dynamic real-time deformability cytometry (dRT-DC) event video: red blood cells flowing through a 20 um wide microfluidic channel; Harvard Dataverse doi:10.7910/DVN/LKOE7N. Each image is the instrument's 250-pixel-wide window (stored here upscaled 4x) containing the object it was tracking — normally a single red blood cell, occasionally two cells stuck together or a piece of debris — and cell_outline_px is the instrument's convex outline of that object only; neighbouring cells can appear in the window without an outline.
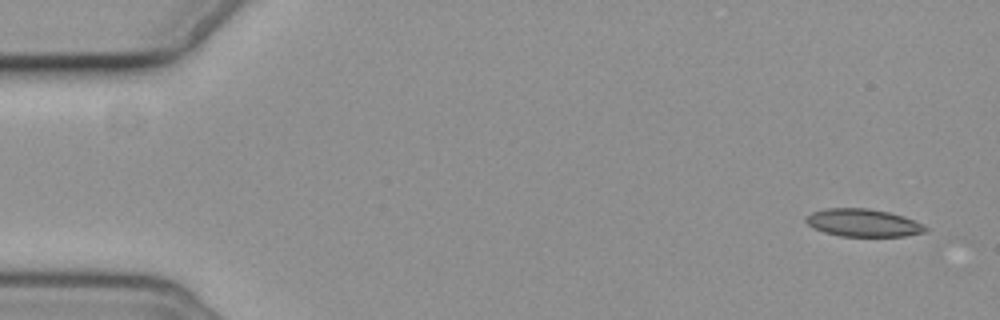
{"species": "common noctule bat (a hibernating species)", "species_latin": "Nyctalus noctula", "temperature_condition": "cold", "stored_images_in_passage": 5, "camera_frame_rate_fps": 3000, "um_per_image_px": 0.085, "animal": {"sex": "female", "body_mass_g": 19.3, "forearm_length_mm": 54.1}, "frame": {"image": 1, "passage_image": 1, "time_ms": 0.0, "image_size_px": [1000, 320], "cell_outline_px": [[928, 232], [904, 236], [840, 236], [824, 232], [808, 224], [804, 220], [804, 216], [812, 212], [828, 208], [868, 208], [888, 212], [904, 216], [928, 228]], "centroid_in_image_um": [73.35, 18.94], "position_along_channel_um": 11.6, "area_um2": 19.19}}
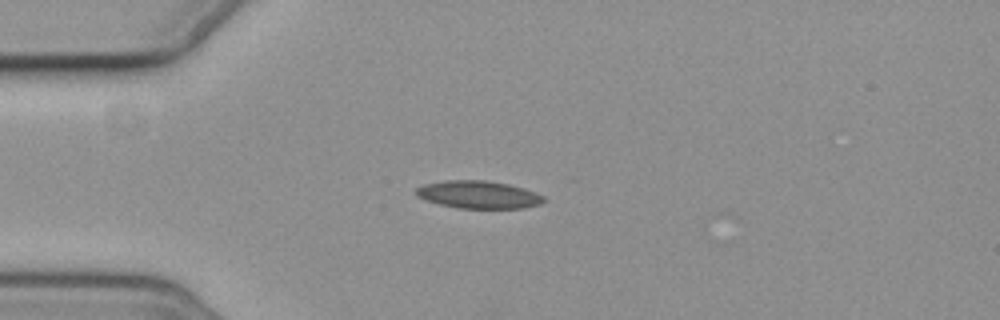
{"frame": {"image": 2, "passage_image": 4, "time_ms": 4.0, "image_size_px": [1000, 320], "cell_outline_px": [[548, 200], [540, 204], [524, 208], [456, 208], [440, 204], [416, 196], [416, 188], [424, 184], [444, 180], [488, 180], [508, 184], [524, 188], [536, 192], [544, 196]], "centroid_in_image_um": [40.71, 16.54], "position_along_channel_um": 44.3, "area_um2": 20.69}}